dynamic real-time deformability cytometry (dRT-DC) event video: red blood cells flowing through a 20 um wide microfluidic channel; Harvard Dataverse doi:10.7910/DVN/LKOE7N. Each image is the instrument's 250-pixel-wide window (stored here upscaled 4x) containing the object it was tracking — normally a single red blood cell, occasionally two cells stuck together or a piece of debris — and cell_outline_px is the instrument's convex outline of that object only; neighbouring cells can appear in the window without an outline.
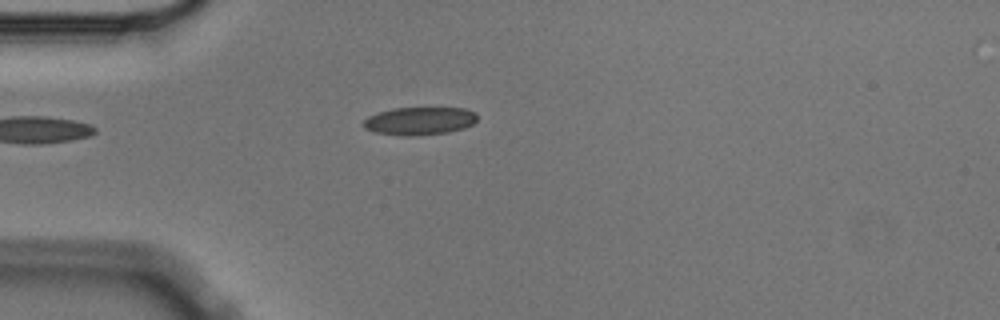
{"species": "Egyptian fruit bat (a non-hibernating species)", "species_latin": "Rousettus aegyptiacus", "temperature_condition": "cold", "stored_images_in_passage": 5, "segment_of_instrument_passage": [2, 2], "camera_frame_rate_fps": 3000, "um_per_image_px": 0.085, "animal": {"sex": "male"}, "frame": {"image": 1, "passage_image": 5, "time_ms": 1.333, "image_size_px": [1000, 320], "cell_outline_px": [[476, 120], [472, 124], [464, 128], [448, 132], [412, 136], [400, 136], [376, 132], [364, 128], [364, 120], [368, 116], [392, 108], [464, 108], [476, 112]], "centroid_in_image_um": [35.66, 10.28], "position_along_channel_um": 49.3, "area_um2": 18.44}}